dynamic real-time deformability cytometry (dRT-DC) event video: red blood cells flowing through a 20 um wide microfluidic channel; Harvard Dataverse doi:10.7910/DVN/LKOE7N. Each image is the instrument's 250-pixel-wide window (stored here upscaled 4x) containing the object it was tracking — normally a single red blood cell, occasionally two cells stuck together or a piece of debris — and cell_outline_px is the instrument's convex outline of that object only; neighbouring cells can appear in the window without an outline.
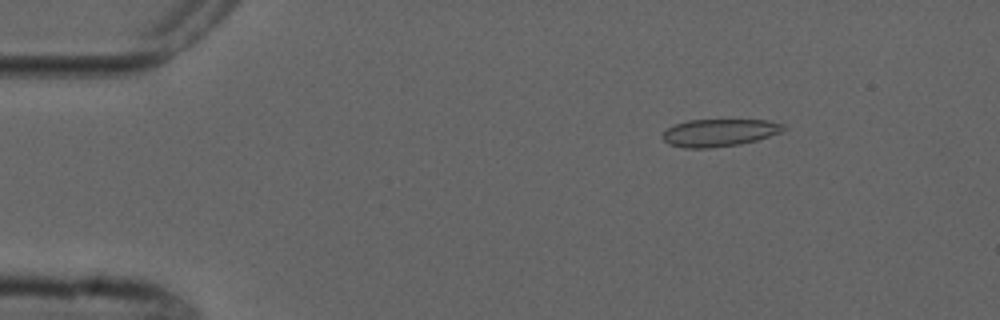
{"species": "common noctule bat (a hibernating species)", "species_latin": "Nyctalus noctula", "temperature_condition": "cold", "stored_images_in_passage": 2, "camera_frame_rate_fps": 3000, "um_per_image_px": 0.085, "animal": {"sex": "male", "forearm_length_mm": 52.5}, "frame": {"image": 1, "passage_image": 1, "time_ms": 0.0, "image_size_px": [1000, 320], "cell_outline_px": [[784, 128], [780, 132], [756, 140], [740, 144], [708, 148], [684, 148], [668, 144], [660, 136], [668, 128], [676, 124], [688, 120], [768, 120], [784, 124]], "centroid_in_image_um": [61.1, 11.28], "position_along_channel_um": 23.9, "area_um2": 19.19}}